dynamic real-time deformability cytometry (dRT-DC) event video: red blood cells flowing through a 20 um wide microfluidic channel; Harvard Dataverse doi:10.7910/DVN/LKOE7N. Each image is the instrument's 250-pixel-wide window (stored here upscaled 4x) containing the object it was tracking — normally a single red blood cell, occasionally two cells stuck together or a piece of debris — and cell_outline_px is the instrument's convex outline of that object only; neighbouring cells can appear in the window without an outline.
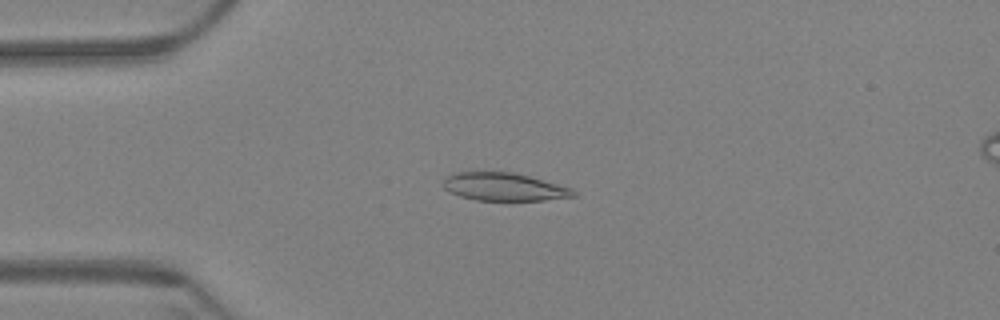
{"species": "Egyptian fruit bat (a non-hibernating species)", "species_latin": "Rousettus aegyptiacus", "temperature_condition": "warm", "stored_images_in_passage": 53, "camera_frame_rate_fps": 3000, "um_per_image_px": 0.085, "animal": {"sex": "female"}, "frame": {"image": 1, "passage_image": 7, "time_ms": 2.0, "image_size_px": [1000, 320], "cell_outline_px": [[576, 196], [544, 200], [476, 200], [460, 196], [448, 192], [444, 188], [444, 180], [448, 176], [460, 172], [512, 172], [528, 176], [572, 188], [576, 192]], "centroid_in_image_um": [42.85, 15.89], "position_along_channel_um": 42.2, "area_um2": 20.92}}
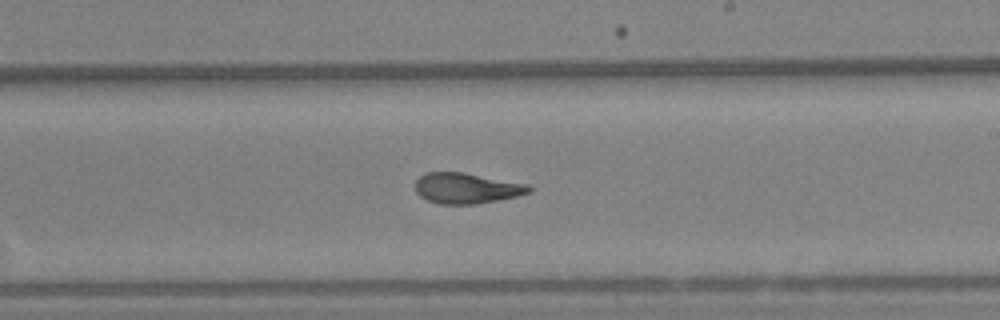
{"frame": {"image": 2, "passage_image": 28, "time_ms": 9.0, "image_size_px": [1000, 320], "cell_outline_px": [[532, 192], [516, 196], [476, 204], [440, 204], [428, 200], [420, 196], [416, 192], [416, 180], [420, 176], [428, 172], [464, 172], [524, 184], [532, 188]], "centroid_in_image_um": [39.62, 16.0], "position_along_channel_um": 249.4, "area_um2": 20.0}}
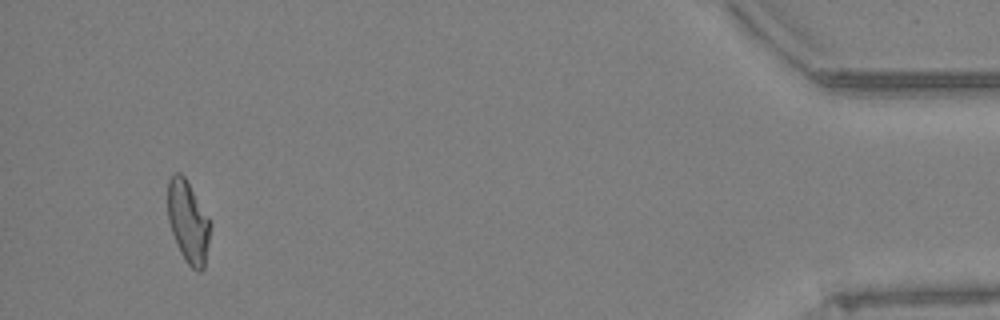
{"frame": {"image": 3, "passage_image": 50, "time_ms": 16.333, "image_size_px": [1000, 320], "cell_outline_px": [[212, 224], [204, 268], [200, 272], [196, 272], [188, 264], [180, 252], [172, 232], [168, 220], [168, 180], [176, 172], [180, 172], [184, 176], [208, 216]], "centroid_in_image_um": [16.01, 18.88], "position_along_channel_um": 419.2, "area_um2": 20.29}, "authors_computed_cell_mechanics": {"area_um2": 20.6924, "velocity_mm_per_s": 3.3212, "shape_relaxation_time_tau1_ms": null, "shape_relaxation_time_tau2_ms": 2.4264, "deformation_change_tau1": null, "deformation_change_tau2": 0.0846}}